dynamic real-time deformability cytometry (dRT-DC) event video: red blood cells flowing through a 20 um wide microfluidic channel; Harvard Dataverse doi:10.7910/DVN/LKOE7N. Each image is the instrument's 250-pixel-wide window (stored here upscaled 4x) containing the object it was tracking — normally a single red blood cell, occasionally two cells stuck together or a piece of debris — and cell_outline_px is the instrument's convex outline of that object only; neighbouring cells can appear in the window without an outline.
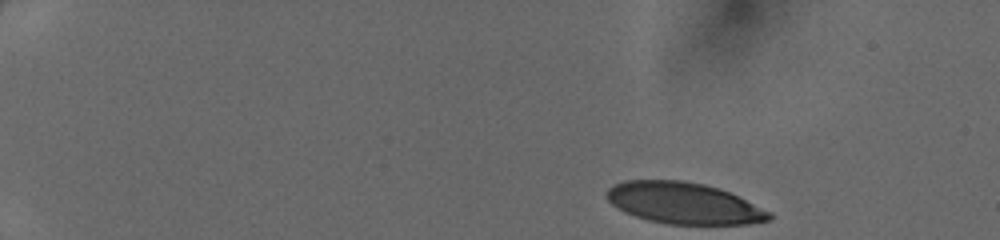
{"species": "human", "species_latin": "Homo sapiens", "temperature_condition": "cold", "stored_images_in_passage": 6, "camera_frame_rate_fps": 3000, "um_per_image_px": 0.085, "donor": {"sex": "female"}, "frame": {"image": 1, "passage_image": 1, "time_ms": 0.0, "image_size_px": [1000, 240], "cell_outline_px": [[772, 216], [768, 220], [748, 224], [668, 224], [648, 220], [624, 212], [612, 204], [608, 200], [608, 188], [612, 184], [624, 180], [684, 180], [704, 184], [720, 188], [772, 212]], "centroid_in_image_um": [58.12, 17.26], "position_along_channel_um": 26.9, "area_um2": 39.13}}